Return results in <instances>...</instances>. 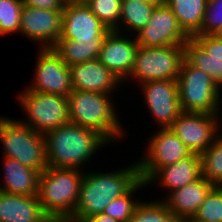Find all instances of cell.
Returning <instances> with one entry per match:
<instances>
[{
	"label": "cell",
	"instance_id": "d4e9b609",
	"mask_svg": "<svg viewBox=\"0 0 222 222\" xmlns=\"http://www.w3.org/2000/svg\"><path fill=\"white\" fill-rule=\"evenodd\" d=\"M102 45H87L83 42L58 39L52 48L68 66L97 59Z\"/></svg>",
	"mask_w": 222,
	"mask_h": 222
},
{
	"label": "cell",
	"instance_id": "603a6c76",
	"mask_svg": "<svg viewBox=\"0 0 222 222\" xmlns=\"http://www.w3.org/2000/svg\"><path fill=\"white\" fill-rule=\"evenodd\" d=\"M154 8V5L144 0H122L120 23L115 31L136 35L147 25Z\"/></svg>",
	"mask_w": 222,
	"mask_h": 222
},
{
	"label": "cell",
	"instance_id": "e0dca14e",
	"mask_svg": "<svg viewBox=\"0 0 222 222\" xmlns=\"http://www.w3.org/2000/svg\"><path fill=\"white\" fill-rule=\"evenodd\" d=\"M69 68L73 90L113 94L120 84L123 86V83L98 58L73 64Z\"/></svg>",
	"mask_w": 222,
	"mask_h": 222
},
{
	"label": "cell",
	"instance_id": "277c9868",
	"mask_svg": "<svg viewBox=\"0 0 222 222\" xmlns=\"http://www.w3.org/2000/svg\"><path fill=\"white\" fill-rule=\"evenodd\" d=\"M83 171L48 166L40 173L37 196L46 215L66 220L73 216L85 173Z\"/></svg>",
	"mask_w": 222,
	"mask_h": 222
},
{
	"label": "cell",
	"instance_id": "d6986e66",
	"mask_svg": "<svg viewBox=\"0 0 222 222\" xmlns=\"http://www.w3.org/2000/svg\"><path fill=\"white\" fill-rule=\"evenodd\" d=\"M202 176L201 157L192 153L190 156L175 164L161 167L146 183L147 186L159 184L160 189H166V193L172 192L189 183L194 182ZM154 183V184H153Z\"/></svg>",
	"mask_w": 222,
	"mask_h": 222
},
{
	"label": "cell",
	"instance_id": "f35d334b",
	"mask_svg": "<svg viewBox=\"0 0 222 222\" xmlns=\"http://www.w3.org/2000/svg\"><path fill=\"white\" fill-rule=\"evenodd\" d=\"M187 222H207V221H187Z\"/></svg>",
	"mask_w": 222,
	"mask_h": 222
},
{
	"label": "cell",
	"instance_id": "9a60e30c",
	"mask_svg": "<svg viewBox=\"0 0 222 222\" xmlns=\"http://www.w3.org/2000/svg\"><path fill=\"white\" fill-rule=\"evenodd\" d=\"M62 17L63 10H45L23 5L20 34L31 42H37L41 49L53 48L61 36Z\"/></svg>",
	"mask_w": 222,
	"mask_h": 222
},
{
	"label": "cell",
	"instance_id": "4dcf8cb0",
	"mask_svg": "<svg viewBox=\"0 0 222 222\" xmlns=\"http://www.w3.org/2000/svg\"><path fill=\"white\" fill-rule=\"evenodd\" d=\"M188 221L222 222V187L215 186Z\"/></svg>",
	"mask_w": 222,
	"mask_h": 222
},
{
	"label": "cell",
	"instance_id": "44dd1931",
	"mask_svg": "<svg viewBox=\"0 0 222 222\" xmlns=\"http://www.w3.org/2000/svg\"><path fill=\"white\" fill-rule=\"evenodd\" d=\"M3 160V186L0 191L8 194L32 196L38 194L40 172L26 167L9 157Z\"/></svg>",
	"mask_w": 222,
	"mask_h": 222
},
{
	"label": "cell",
	"instance_id": "ac0fdd59",
	"mask_svg": "<svg viewBox=\"0 0 222 222\" xmlns=\"http://www.w3.org/2000/svg\"><path fill=\"white\" fill-rule=\"evenodd\" d=\"M215 185L201 176L199 179L181 188L173 190L162 199L169 211L182 222L193 218L209 192Z\"/></svg>",
	"mask_w": 222,
	"mask_h": 222
},
{
	"label": "cell",
	"instance_id": "ba28073f",
	"mask_svg": "<svg viewBox=\"0 0 222 222\" xmlns=\"http://www.w3.org/2000/svg\"><path fill=\"white\" fill-rule=\"evenodd\" d=\"M183 60L184 45L139 46L127 80H133L137 85L155 80H177Z\"/></svg>",
	"mask_w": 222,
	"mask_h": 222
},
{
	"label": "cell",
	"instance_id": "83f0119b",
	"mask_svg": "<svg viewBox=\"0 0 222 222\" xmlns=\"http://www.w3.org/2000/svg\"><path fill=\"white\" fill-rule=\"evenodd\" d=\"M141 201L129 222H182L167 208L163 200Z\"/></svg>",
	"mask_w": 222,
	"mask_h": 222
},
{
	"label": "cell",
	"instance_id": "5b68a950",
	"mask_svg": "<svg viewBox=\"0 0 222 222\" xmlns=\"http://www.w3.org/2000/svg\"><path fill=\"white\" fill-rule=\"evenodd\" d=\"M0 142L3 157L42 173L47 167L44 134L22 124L19 119L0 116Z\"/></svg>",
	"mask_w": 222,
	"mask_h": 222
},
{
	"label": "cell",
	"instance_id": "836d02e7",
	"mask_svg": "<svg viewBox=\"0 0 222 222\" xmlns=\"http://www.w3.org/2000/svg\"><path fill=\"white\" fill-rule=\"evenodd\" d=\"M67 0H22L23 5L45 10H63Z\"/></svg>",
	"mask_w": 222,
	"mask_h": 222
},
{
	"label": "cell",
	"instance_id": "7c38bea8",
	"mask_svg": "<svg viewBox=\"0 0 222 222\" xmlns=\"http://www.w3.org/2000/svg\"><path fill=\"white\" fill-rule=\"evenodd\" d=\"M32 83L24 89L67 97L72 92L68 65L52 48H38Z\"/></svg>",
	"mask_w": 222,
	"mask_h": 222
},
{
	"label": "cell",
	"instance_id": "484cf974",
	"mask_svg": "<svg viewBox=\"0 0 222 222\" xmlns=\"http://www.w3.org/2000/svg\"><path fill=\"white\" fill-rule=\"evenodd\" d=\"M146 187L147 183L140 179L126 194L109 202L103 213L120 222H129L136 207L141 202L140 198H134L135 193L139 192L140 189H146Z\"/></svg>",
	"mask_w": 222,
	"mask_h": 222
},
{
	"label": "cell",
	"instance_id": "8992f818",
	"mask_svg": "<svg viewBox=\"0 0 222 222\" xmlns=\"http://www.w3.org/2000/svg\"><path fill=\"white\" fill-rule=\"evenodd\" d=\"M177 83L180 106L183 112L222 114V90L215 84L210 75L191 66L184 59Z\"/></svg>",
	"mask_w": 222,
	"mask_h": 222
},
{
	"label": "cell",
	"instance_id": "7402d4cb",
	"mask_svg": "<svg viewBox=\"0 0 222 222\" xmlns=\"http://www.w3.org/2000/svg\"><path fill=\"white\" fill-rule=\"evenodd\" d=\"M208 0H167L183 31L192 38L202 27Z\"/></svg>",
	"mask_w": 222,
	"mask_h": 222
},
{
	"label": "cell",
	"instance_id": "f546056e",
	"mask_svg": "<svg viewBox=\"0 0 222 222\" xmlns=\"http://www.w3.org/2000/svg\"><path fill=\"white\" fill-rule=\"evenodd\" d=\"M22 0H0V35L20 33Z\"/></svg>",
	"mask_w": 222,
	"mask_h": 222
},
{
	"label": "cell",
	"instance_id": "4fadbf2b",
	"mask_svg": "<svg viewBox=\"0 0 222 222\" xmlns=\"http://www.w3.org/2000/svg\"><path fill=\"white\" fill-rule=\"evenodd\" d=\"M151 117L159 128H168L183 112L177 80H155L138 85Z\"/></svg>",
	"mask_w": 222,
	"mask_h": 222
},
{
	"label": "cell",
	"instance_id": "f1b7e54d",
	"mask_svg": "<svg viewBox=\"0 0 222 222\" xmlns=\"http://www.w3.org/2000/svg\"><path fill=\"white\" fill-rule=\"evenodd\" d=\"M83 2L110 31L118 28L122 0H84Z\"/></svg>",
	"mask_w": 222,
	"mask_h": 222
},
{
	"label": "cell",
	"instance_id": "7a4b0ae2",
	"mask_svg": "<svg viewBox=\"0 0 222 222\" xmlns=\"http://www.w3.org/2000/svg\"><path fill=\"white\" fill-rule=\"evenodd\" d=\"M49 167L83 170L86 163L110 143L98 132L68 122L45 135ZM99 149V150H98Z\"/></svg>",
	"mask_w": 222,
	"mask_h": 222
},
{
	"label": "cell",
	"instance_id": "ffe728a7",
	"mask_svg": "<svg viewBox=\"0 0 222 222\" xmlns=\"http://www.w3.org/2000/svg\"><path fill=\"white\" fill-rule=\"evenodd\" d=\"M46 216L37 195L25 196L0 191V222H40Z\"/></svg>",
	"mask_w": 222,
	"mask_h": 222
},
{
	"label": "cell",
	"instance_id": "9c48e42d",
	"mask_svg": "<svg viewBox=\"0 0 222 222\" xmlns=\"http://www.w3.org/2000/svg\"><path fill=\"white\" fill-rule=\"evenodd\" d=\"M145 154L137 162L140 178L147 182L161 167L175 164L192 153L168 128H159L148 138Z\"/></svg>",
	"mask_w": 222,
	"mask_h": 222
},
{
	"label": "cell",
	"instance_id": "4316f807",
	"mask_svg": "<svg viewBox=\"0 0 222 222\" xmlns=\"http://www.w3.org/2000/svg\"><path fill=\"white\" fill-rule=\"evenodd\" d=\"M222 130V129H221ZM202 176L215 186L222 185V134L201 155Z\"/></svg>",
	"mask_w": 222,
	"mask_h": 222
},
{
	"label": "cell",
	"instance_id": "52a82bcc",
	"mask_svg": "<svg viewBox=\"0 0 222 222\" xmlns=\"http://www.w3.org/2000/svg\"><path fill=\"white\" fill-rule=\"evenodd\" d=\"M18 102L26 114L19 120L22 124L34 129L36 132L46 134L70 122L68 98L57 94H46L23 89L19 92Z\"/></svg>",
	"mask_w": 222,
	"mask_h": 222
},
{
	"label": "cell",
	"instance_id": "3957f363",
	"mask_svg": "<svg viewBox=\"0 0 222 222\" xmlns=\"http://www.w3.org/2000/svg\"><path fill=\"white\" fill-rule=\"evenodd\" d=\"M113 95L72 90L67 96L70 122L98 132L110 144L117 143L126 133L121 117L117 116L119 110L113 103Z\"/></svg>",
	"mask_w": 222,
	"mask_h": 222
},
{
	"label": "cell",
	"instance_id": "1f68e13d",
	"mask_svg": "<svg viewBox=\"0 0 222 222\" xmlns=\"http://www.w3.org/2000/svg\"><path fill=\"white\" fill-rule=\"evenodd\" d=\"M222 29V0H208L202 27L196 35H217Z\"/></svg>",
	"mask_w": 222,
	"mask_h": 222
},
{
	"label": "cell",
	"instance_id": "ab89813d",
	"mask_svg": "<svg viewBox=\"0 0 222 222\" xmlns=\"http://www.w3.org/2000/svg\"><path fill=\"white\" fill-rule=\"evenodd\" d=\"M74 1H77V2H83L84 0H74Z\"/></svg>",
	"mask_w": 222,
	"mask_h": 222
},
{
	"label": "cell",
	"instance_id": "5bb4252c",
	"mask_svg": "<svg viewBox=\"0 0 222 222\" xmlns=\"http://www.w3.org/2000/svg\"><path fill=\"white\" fill-rule=\"evenodd\" d=\"M134 36L143 47L185 45L190 39L168 5L155 7L147 25Z\"/></svg>",
	"mask_w": 222,
	"mask_h": 222
},
{
	"label": "cell",
	"instance_id": "cb8c5ba5",
	"mask_svg": "<svg viewBox=\"0 0 222 222\" xmlns=\"http://www.w3.org/2000/svg\"><path fill=\"white\" fill-rule=\"evenodd\" d=\"M184 59L193 67L210 75L222 90V59L209 57L204 50L190 38L184 45Z\"/></svg>",
	"mask_w": 222,
	"mask_h": 222
},
{
	"label": "cell",
	"instance_id": "d6a6232c",
	"mask_svg": "<svg viewBox=\"0 0 222 222\" xmlns=\"http://www.w3.org/2000/svg\"><path fill=\"white\" fill-rule=\"evenodd\" d=\"M192 39L209 57L222 59V40L216 35H195Z\"/></svg>",
	"mask_w": 222,
	"mask_h": 222
},
{
	"label": "cell",
	"instance_id": "e575fe53",
	"mask_svg": "<svg viewBox=\"0 0 222 222\" xmlns=\"http://www.w3.org/2000/svg\"><path fill=\"white\" fill-rule=\"evenodd\" d=\"M85 222H120L105 213H98L89 217Z\"/></svg>",
	"mask_w": 222,
	"mask_h": 222
},
{
	"label": "cell",
	"instance_id": "8d00e7d4",
	"mask_svg": "<svg viewBox=\"0 0 222 222\" xmlns=\"http://www.w3.org/2000/svg\"><path fill=\"white\" fill-rule=\"evenodd\" d=\"M144 1L154 5L155 7L167 5V0H144Z\"/></svg>",
	"mask_w": 222,
	"mask_h": 222
},
{
	"label": "cell",
	"instance_id": "d590c367",
	"mask_svg": "<svg viewBox=\"0 0 222 222\" xmlns=\"http://www.w3.org/2000/svg\"><path fill=\"white\" fill-rule=\"evenodd\" d=\"M40 222H68L65 218H61L58 216H46L44 219H42Z\"/></svg>",
	"mask_w": 222,
	"mask_h": 222
},
{
	"label": "cell",
	"instance_id": "8fae6325",
	"mask_svg": "<svg viewBox=\"0 0 222 222\" xmlns=\"http://www.w3.org/2000/svg\"><path fill=\"white\" fill-rule=\"evenodd\" d=\"M109 31L84 2L66 1L59 39L81 41L87 45H102Z\"/></svg>",
	"mask_w": 222,
	"mask_h": 222
},
{
	"label": "cell",
	"instance_id": "6da1fadb",
	"mask_svg": "<svg viewBox=\"0 0 222 222\" xmlns=\"http://www.w3.org/2000/svg\"><path fill=\"white\" fill-rule=\"evenodd\" d=\"M135 161L116 171L102 173L90 169L85 172L74 214L68 222H85L89 217L103 213L109 202L126 194L141 179Z\"/></svg>",
	"mask_w": 222,
	"mask_h": 222
},
{
	"label": "cell",
	"instance_id": "30bf717a",
	"mask_svg": "<svg viewBox=\"0 0 222 222\" xmlns=\"http://www.w3.org/2000/svg\"><path fill=\"white\" fill-rule=\"evenodd\" d=\"M221 114L182 112L170 129L186 145L191 153L201 155L222 133ZM221 118V119H220Z\"/></svg>",
	"mask_w": 222,
	"mask_h": 222
},
{
	"label": "cell",
	"instance_id": "74e56055",
	"mask_svg": "<svg viewBox=\"0 0 222 222\" xmlns=\"http://www.w3.org/2000/svg\"><path fill=\"white\" fill-rule=\"evenodd\" d=\"M216 36L222 40V29L218 32Z\"/></svg>",
	"mask_w": 222,
	"mask_h": 222
},
{
	"label": "cell",
	"instance_id": "2e32d148",
	"mask_svg": "<svg viewBox=\"0 0 222 222\" xmlns=\"http://www.w3.org/2000/svg\"><path fill=\"white\" fill-rule=\"evenodd\" d=\"M138 48L134 35L126 36L123 33L121 35L120 32L111 30L103 40L98 59L122 83H125L132 72Z\"/></svg>",
	"mask_w": 222,
	"mask_h": 222
}]
</instances>
